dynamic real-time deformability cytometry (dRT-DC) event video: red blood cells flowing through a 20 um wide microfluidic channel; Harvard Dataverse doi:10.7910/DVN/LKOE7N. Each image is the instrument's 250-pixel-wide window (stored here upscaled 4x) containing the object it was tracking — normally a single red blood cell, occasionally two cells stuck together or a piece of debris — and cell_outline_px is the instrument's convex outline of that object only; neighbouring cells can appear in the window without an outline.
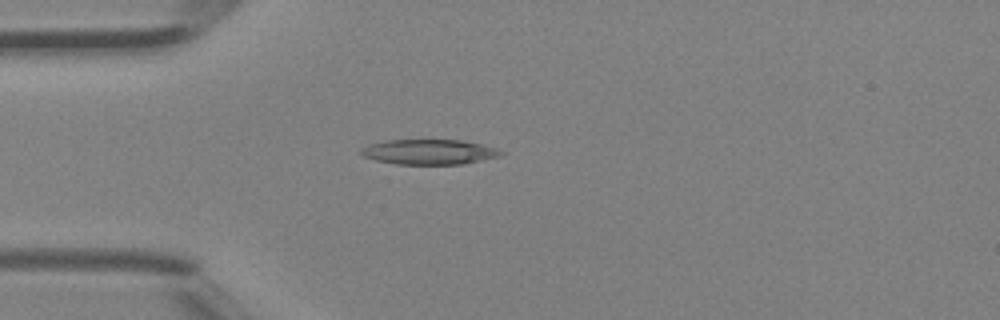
{"species": "Egyptian fruit bat (a non-hibernating species)", "species_latin": "Rousettus aegyptiacus", "temperature_condition": "room temperature", "stored_images_in_passage": 4, "camera_frame_rate_fps": 3000, "um_per_image_px": 0.085, "animal": {"sex": "female"}, "frame": {"image": 1, "passage_image": 4, "time_ms": 1.0, "image_size_px": [1000, 320], "cell_outline_px": [[504, 152], [500, 156], [464, 164], [396, 164], [376, 160], [364, 156], [360, 152], [360, 148], [368, 144], [384, 140], [460, 140], [480, 144], [496, 148]], "centroid_in_image_um": [36.45, 12.91], "position_along_channel_um": 48.6, "area_um2": 20.4}}